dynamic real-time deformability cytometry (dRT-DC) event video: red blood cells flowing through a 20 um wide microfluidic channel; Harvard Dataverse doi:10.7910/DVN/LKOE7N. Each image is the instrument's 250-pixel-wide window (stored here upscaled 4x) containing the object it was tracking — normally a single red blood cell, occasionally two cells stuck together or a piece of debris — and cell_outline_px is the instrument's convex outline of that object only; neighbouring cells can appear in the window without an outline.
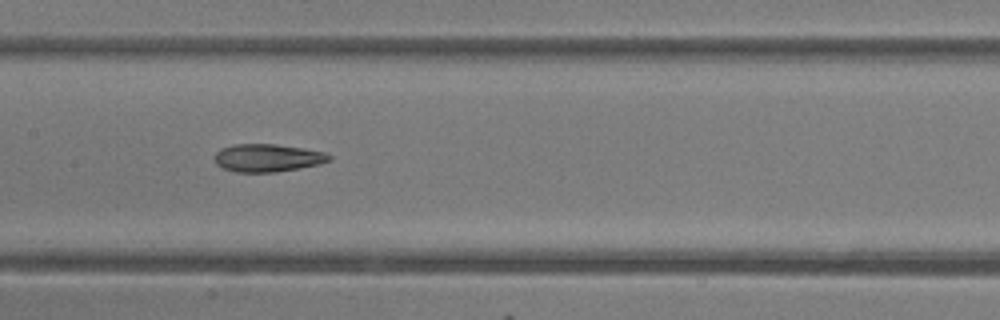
{"species": "common noctule bat (a hibernating species)", "species_latin": "Nyctalus noctula", "temperature_condition": "room temperature", "stored_images_in_passage": 35, "camera_frame_rate_fps": 3000, "um_per_image_px": 0.085, "animal": {"sex": "female"}, "frame": {"image": 1, "passage_image": 11, "time_ms": 3.333, "image_size_px": [1000, 320], "cell_outline_px": [[332, 160], [320, 164], [300, 168], [276, 172], [236, 172], [220, 168], [216, 164], [212, 156], [220, 148], [232, 144], [276, 144], [304, 148], [324, 152], [332, 156]], "centroid_in_image_um": [22.71, 13.42], "position_along_channel_um": 184.7, "area_um2": 18.96}}
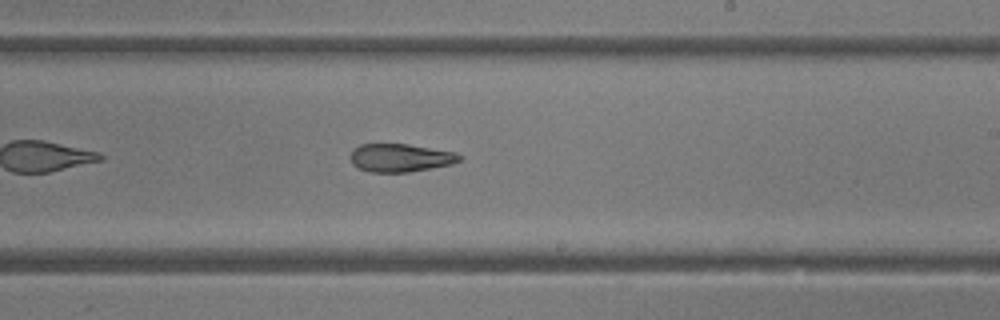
{"frame": {"image": 2, "passage_image": 16, "time_ms": 5.0, "image_size_px": [1000, 320], "cell_outline_px": [[464, 156], [460, 160], [452, 164], [408, 172], [372, 172], [360, 168], [352, 164], [348, 156], [352, 148], [360, 144], [408, 144], [456, 152]], "centroid_in_image_um": [34.01, 13.4], "position_along_channel_um": 255.0, "area_um2": 18.03}}
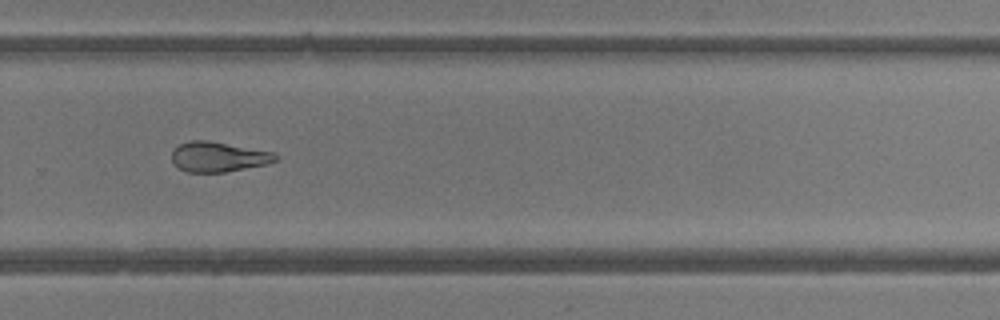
{"frame": {"image": 3, "passage_image": 20, "time_ms": 6.333, "image_size_px": [1000, 320], "cell_outline_px": [[280, 156], [276, 160], [268, 164], [224, 172], [184, 172], [172, 160], [172, 148], [188, 140], [208, 140], [276, 152]], "centroid_in_image_um": [18.58, 13.32], "position_along_channel_um": 311.2, "area_um2": 18.38}, "authors_computed_cell_mechanics": {"area_um2": 19.4208, "velocity_mm_per_s": 4.2446, "shape_relaxation_time_tau1_ms": 11.3075, "shape_relaxation_time_tau2_ms": 2.7362, "deformation_change_tau1": 0.2644, "deformation_change_tau2": 0.119}}